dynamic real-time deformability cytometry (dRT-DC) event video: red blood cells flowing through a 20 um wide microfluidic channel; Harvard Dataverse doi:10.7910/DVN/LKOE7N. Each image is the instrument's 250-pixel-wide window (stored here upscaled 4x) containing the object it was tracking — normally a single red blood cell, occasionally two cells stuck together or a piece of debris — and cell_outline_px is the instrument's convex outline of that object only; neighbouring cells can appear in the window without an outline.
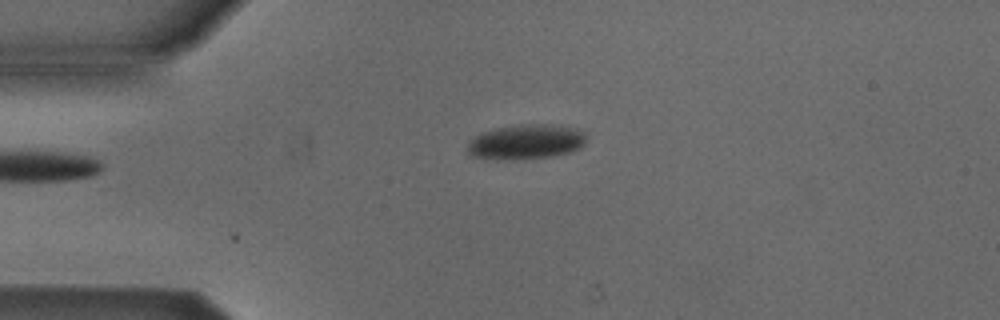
{"species": "Egyptian fruit bat (a non-hibernating species)", "species_latin": "Rousettus aegyptiacus", "temperature_condition": "cold", "stored_images_in_passage": 9, "camera_frame_rate_fps": 3000, "um_per_image_px": 0.085, "animal": {"sex": "male"}, "frame": {"image": 1, "passage_image": 9, "time_ms": 2.667, "image_size_px": [1000, 320], "cell_outline_px": [[584, 144], [580, 148], [568, 152], [548, 156], [472, 156], [468, 152], [468, 144], [480, 132], [496, 128], [520, 124], [560, 124], [576, 128], [584, 132]], "centroid_in_image_um": [44.79, 11.96], "position_along_channel_um": 40.2, "area_um2": 22.83}}